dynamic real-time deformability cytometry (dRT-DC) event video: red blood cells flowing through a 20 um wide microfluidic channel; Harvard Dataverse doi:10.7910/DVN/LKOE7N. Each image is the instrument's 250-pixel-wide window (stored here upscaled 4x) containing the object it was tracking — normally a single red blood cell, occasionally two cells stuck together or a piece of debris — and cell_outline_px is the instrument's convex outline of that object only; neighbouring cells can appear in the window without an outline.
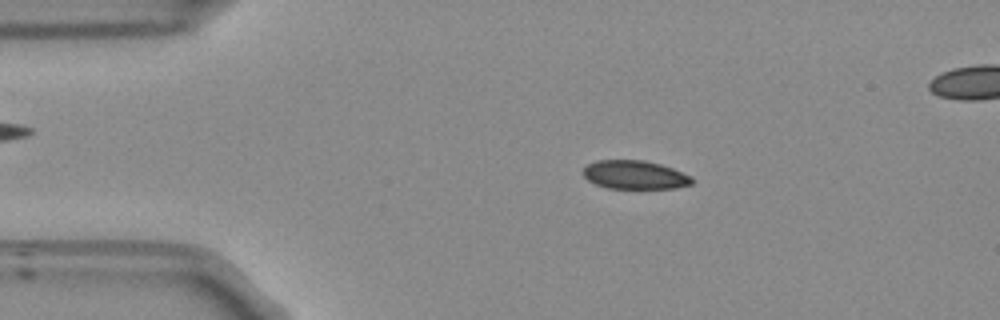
{"species": "Egyptian fruit bat (a non-hibernating species)", "species_latin": "Rousettus aegyptiacus", "temperature_condition": "room temperature", "stored_images_in_passage": 53, "segment_of_instrument_passage": [1, 2], "camera_frame_rate_fps": 3000, "um_per_image_px": 0.085, "frame": {"image": 1, "passage_image": 9, "time_ms": 2.667, "image_size_px": [1000, 320], "cell_outline_px": [[696, 180], [692, 184], [676, 188], [608, 188], [596, 184], [588, 180], [584, 176], [584, 168], [588, 164], [596, 160], [644, 160], [660, 164], [672, 168], [692, 176]], "centroid_in_image_um": [54.0, 14.86], "position_along_channel_um": 31.0, "area_um2": 18.15}}
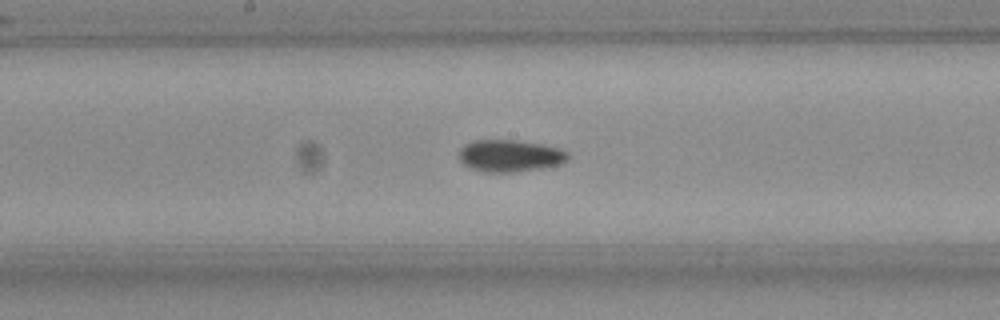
{"frame": {"image": 2, "passage_image": 26, "time_ms": 8.333, "image_size_px": [1000, 320], "cell_outline_px": [[568, 160], [560, 164], [544, 168], [512, 172], [484, 172], [472, 168], [464, 164], [456, 156], [460, 148], [464, 144], [472, 140], [516, 140], [540, 144], [560, 148], [568, 152]], "centroid_in_image_um": [43.32, 13.24], "position_along_channel_um": 204.9, "area_um2": 20.52}}
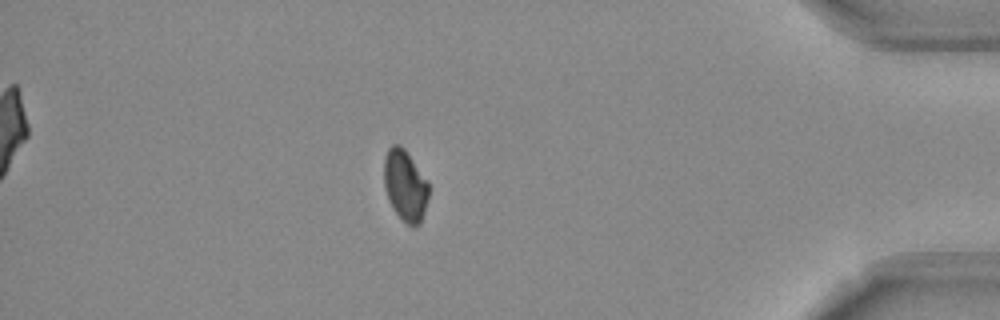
{"frame": {"image": 3, "passage_image": 45, "time_ms": 14.667, "image_size_px": [1000, 320], "cell_outline_px": [[428, 196], [424, 212], [420, 224], [408, 224], [392, 208], [388, 200], [384, 188], [384, 156], [388, 148], [392, 144], [400, 144], [404, 148], [428, 184]], "centroid_in_image_um": [34.39, 15.73], "position_along_channel_um": 400.8, "area_um2": 18.15}}